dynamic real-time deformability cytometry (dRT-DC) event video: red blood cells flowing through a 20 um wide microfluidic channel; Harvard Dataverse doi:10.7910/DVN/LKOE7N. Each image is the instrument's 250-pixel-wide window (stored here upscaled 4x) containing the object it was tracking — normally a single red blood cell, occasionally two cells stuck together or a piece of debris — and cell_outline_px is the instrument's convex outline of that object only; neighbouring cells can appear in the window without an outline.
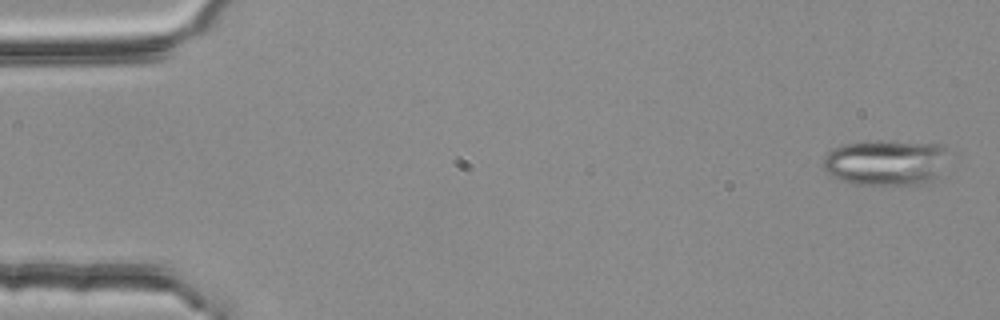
{"species": "common noctule bat (a hibernating species)", "species_latin": "Nyctalus noctula", "temperature_condition": "room temperature", "stored_images_in_passage": 3, "camera_frame_rate_fps": 3000, "um_per_image_px": 0.085, "animal": {"sex": "female", "body_mass_g": 25.1}, "frame": {"image": 1, "passage_image": 1, "time_ms": 0.0, "image_size_px": [1000, 320], "cell_outline_px": [[948, 148], [940, 176], [932, 184], [852, 184], [840, 180], [824, 172], [824, 156], [832, 148], [844, 144], [876, 140], [888, 140], [940, 144]], "centroid_in_image_um": [75.32, 13.81], "position_along_channel_um": 9.7, "area_um2": 34.04}}